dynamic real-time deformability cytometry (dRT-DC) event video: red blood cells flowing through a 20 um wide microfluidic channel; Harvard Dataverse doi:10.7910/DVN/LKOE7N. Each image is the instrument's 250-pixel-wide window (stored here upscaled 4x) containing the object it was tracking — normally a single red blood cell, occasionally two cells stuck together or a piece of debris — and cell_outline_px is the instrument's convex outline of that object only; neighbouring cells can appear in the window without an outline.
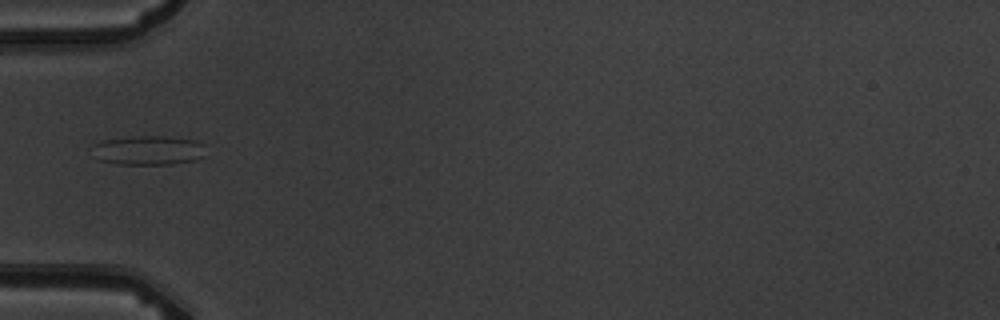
{"species": "common noctule bat (a hibernating species)", "species_latin": "Nyctalus noctula", "temperature_condition": "warm", "stored_images_in_passage": 1, "camera_frame_rate_fps": 3000, "um_per_image_px": 0.085, "animal": {"sex": "male", "body_mass_g": 19.5, "forearm_length_mm": 54.6}, "frame": {"image": 1, "passage_image": 1, "time_ms": 0.0, "image_size_px": [1000, 320], "cell_outline_px": [[204, 156], [192, 160], [172, 164], [120, 164], [100, 160], [92, 144], [104, 140], [136, 136], [164, 136], [196, 140], [204, 144]], "centroid_in_image_um": [12.66, 12.76], "position_along_channel_um": 72.3, "area_um2": 19.07}}